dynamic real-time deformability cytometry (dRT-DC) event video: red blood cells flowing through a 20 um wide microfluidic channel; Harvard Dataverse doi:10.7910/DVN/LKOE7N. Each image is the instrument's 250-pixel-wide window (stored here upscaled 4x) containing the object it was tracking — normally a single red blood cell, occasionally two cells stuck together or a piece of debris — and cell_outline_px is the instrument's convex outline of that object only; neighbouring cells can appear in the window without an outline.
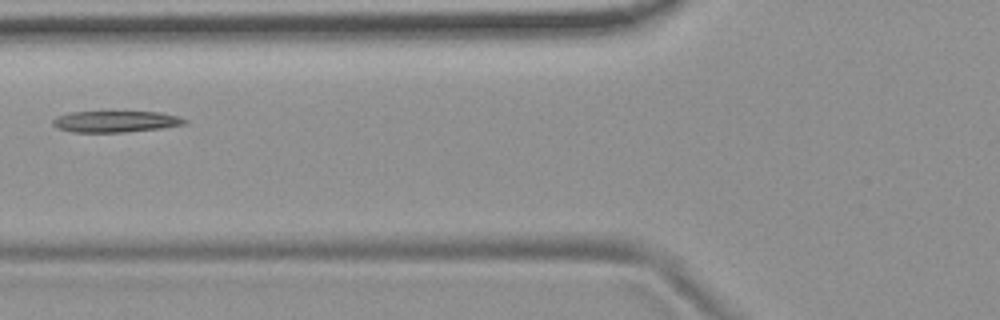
{"species": "common noctule bat (a hibernating species)", "species_latin": "Nyctalus noctula", "temperature_condition": "room temperature", "stored_images_in_passage": 12, "camera_frame_rate_fps": 3000, "um_per_image_px": 0.085, "animal": {"sex": "female", "body_mass_g": 19.9}, "frame": {"image": 1, "passage_image": 3, "time_ms": 0.667, "image_size_px": [1000, 320], "cell_outline_px": [[188, 120], [184, 124], [160, 128], [124, 132], [72, 132], [56, 128], [52, 124], [52, 120], [56, 116], [72, 112], [160, 112], [176, 116]], "centroid_in_image_um": [9.76, 10.33], "position_along_channel_um": 116.0, "area_um2": 16.24}}
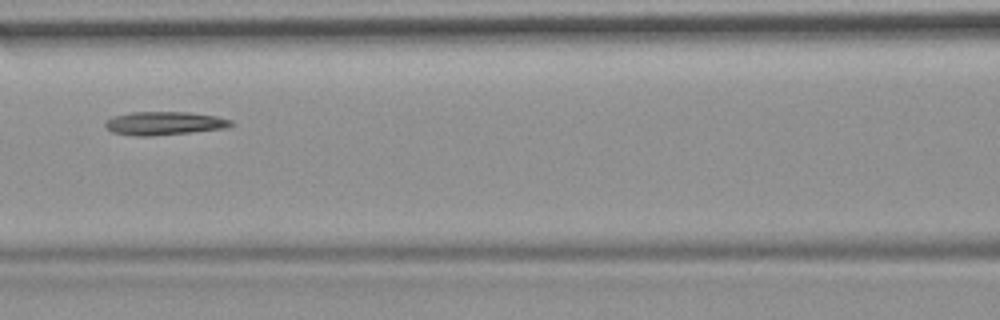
{"frame": {"image": 2, "passage_image": 4, "time_ms": 1.0, "image_size_px": [1000, 320], "cell_outline_px": [[232, 124], [224, 128], [152, 136], [136, 136], [112, 132], [104, 124], [104, 120], [116, 116], [132, 112], [188, 112], [216, 116], [232, 120]], "centroid_in_image_um": [13.92, 10.47], "position_along_channel_um": 152.7, "area_um2": 16.88}}